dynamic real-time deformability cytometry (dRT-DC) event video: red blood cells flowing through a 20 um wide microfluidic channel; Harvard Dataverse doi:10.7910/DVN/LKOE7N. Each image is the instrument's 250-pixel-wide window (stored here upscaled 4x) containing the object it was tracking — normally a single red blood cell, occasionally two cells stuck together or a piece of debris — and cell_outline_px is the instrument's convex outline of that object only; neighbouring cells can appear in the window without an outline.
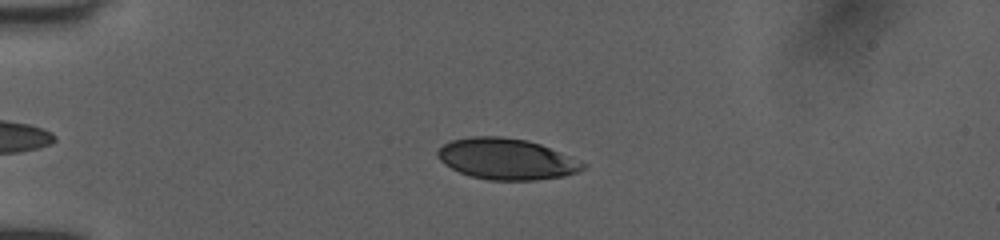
{"species": "human", "species_latin": "Homo sapiens", "temperature_condition": "room temperature", "stored_images_in_passage": 38, "camera_frame_rate_fps": 3000, "um_per_image_px": 0.085, "donor": {"sex": "female"}, "frame": {"image": 1, "passage_image": 6, "time_ms": 1.667, "image_size_px": [1000, 240], "cell_outline_px": [[588, 164], [584, 168], [576, 172], [564, 176], [536, 180], [488, 180], [472, 176], [460, 172], [444, 164], [436, 156], [436, 152], [444, 144], [452, 140], [468, 136], [500, 136], [528, 140], [540, 144]], "centroid_in_image_um": [43.03, 13.51], "position_along_channel_um": 42.0, "area_um2": 34.68}}
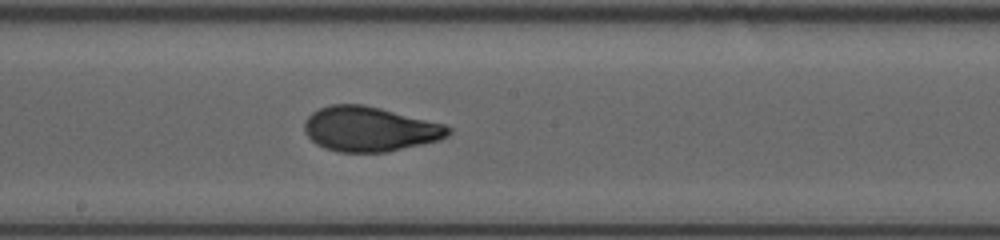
{"frame": {"image": 2, "passage_image": 22, "time_ms": 7.0, "image_size_px": [1000, 240], "cell_outline_px": [[452, 132], [448, 136], [440, 140], [388, 152], [340, 152], [324, 148], [316, 144], [304, 132], [304, 120], [312, 112], [328, 104], [364, 104], [444, 124], [452, 128]], "centroid_in_image_um": [31.42, 10.97], "position_along_channel_um": 216.8, "area_um2": 37.74}}
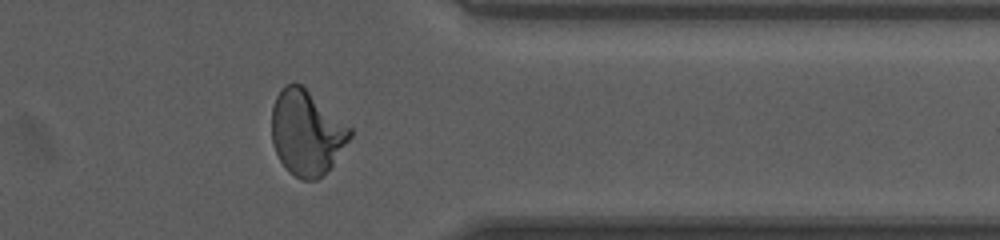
{"frame": {"image": 3, "passage_image": 35, "time_ms": 11.333, "image_size_px": [1000, 240], "cell_outline_px": [[352, 136], [332, 164], [316, 180], [300, 180], [288, 172], [280, 160], [272, 144], [272, 108], [276, 96], [280, 88], [284, 84], [300, 84], [352, 128]], "centroid_in_image_um": [26.03, 11.28], "position_along_channel_um": 385.4, "area_um2": 38.38}, "authors_computed_cell_mechanics": {"area_um2": 37.0209, "velocity_mm_per_s": 4.0499, "shape_relaxation_time_tau1_ms": 3.9874, "shape_relaxation_time_tau2_ms": 0.7812, "deformation_change_tau1": 0.1711, "deformation_change_tau2": 0.0613}}